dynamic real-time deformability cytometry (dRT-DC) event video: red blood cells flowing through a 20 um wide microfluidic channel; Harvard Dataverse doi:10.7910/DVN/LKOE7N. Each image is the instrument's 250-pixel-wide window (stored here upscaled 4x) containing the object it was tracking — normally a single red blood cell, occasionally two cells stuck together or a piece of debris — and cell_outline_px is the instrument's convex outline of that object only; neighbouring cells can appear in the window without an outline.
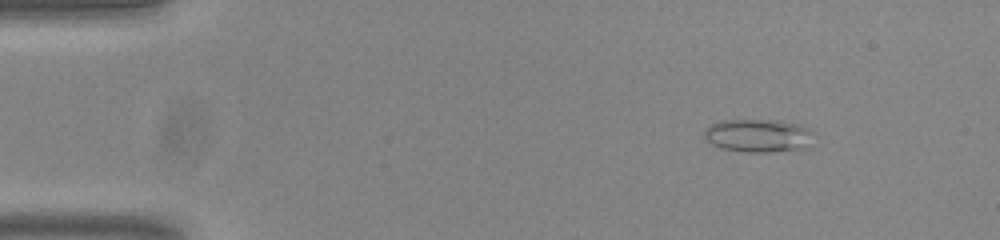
{"species": "common noctule bat (a hibernating species)", "species_latin": "Nyctalus noctula", "temperature_condition": "room temperature", "stored_images_in_passage": 51, "camera_frame_rate_fps": 3000, "um_per_image_px": 0.085, "animal": {"sex": "male", "body_mass_g": 20.0, "forearm_length_mm": 53.3}, "frame": {"image": 1, "passage_image": 4, "time_ms": 1.0, "image_size_px": [1000, 240], "cell_outline_px": [[812, 148], [768, 152], [744, 152], [720, 148], [712, 144], [704, 136], [704, 132], [708, 124], [720, 120], [768, 120], [796, 124], [808, 128], [812, 132]], "centroid_in_image_um": [64.45, 11.54], "position_along_channel_um": 20.5, "area_um2": 21.33}}
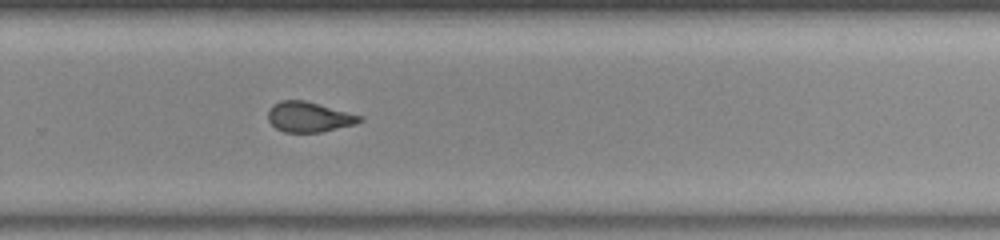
{"frame": {"image": 2, "passage_image": 33, "time_ms": 10.667, "image_size_px": [1000, 240], "cell_outline_px": [[364, 120], [356, 124], [320, 132], [284, 132], [276, 128], [268, 120], [268, 108], [272, 104], [280, 100], [304, 100], [364, 116]], "centroid_in_image_um": [26.26, 9.93], "position_along_channel_um": 303.5, "area_um2": 16.24}}
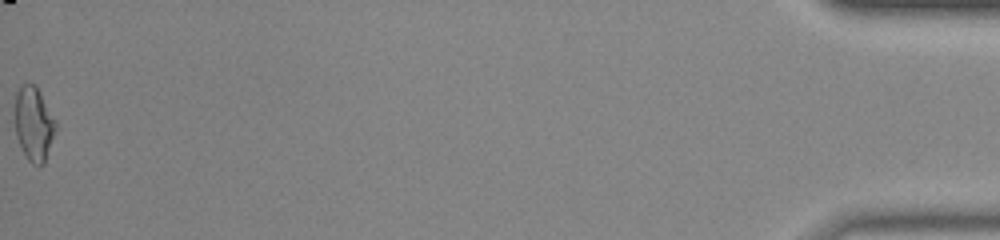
{"frame": {"image": 3, "passage_image": 51, "time_ms": 16.667, "image_size_px": [1000, 240], "cell_outline_px": [[56, 128], [44, 164], [32, 164], [28, 160], [16, 136], [12, 116], [16, 92], [24, 84], [32, 84], [40, 92], [56, 120]], "centroid_in_image_um": [2.83, 10.51], "position_along_channel_um": 432.4, "area_um2": 17.74}, "authors_computed_cell_mechanics": {"area_um2": 16.762, "velocity_mm_per_s": 3.8367, "shape_relaxation_time_tau1_ms": 9.6408, "shape_relaxation_time_tau2_ms": 1.4925, "deformation_change_tau1": 0.2064, "deformation_change_tau2": 0.0937}}